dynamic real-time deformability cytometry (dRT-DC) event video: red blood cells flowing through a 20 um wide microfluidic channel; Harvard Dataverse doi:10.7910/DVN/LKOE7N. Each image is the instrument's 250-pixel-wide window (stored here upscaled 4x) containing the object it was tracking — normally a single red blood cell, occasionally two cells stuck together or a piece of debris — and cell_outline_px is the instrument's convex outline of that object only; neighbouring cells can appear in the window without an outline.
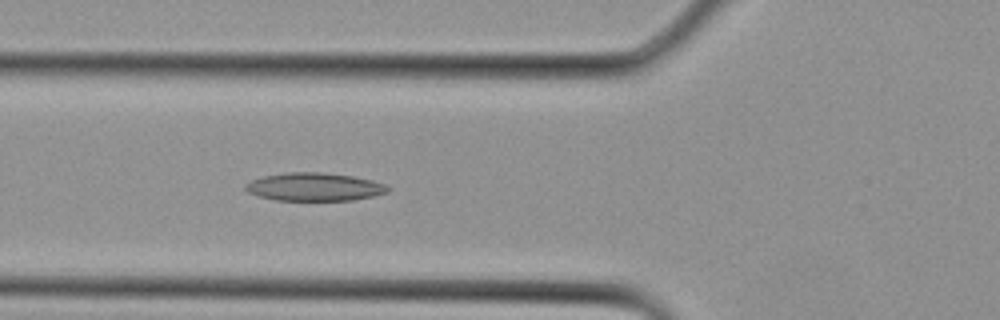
{"species": "Egyptian fruit bat (a non-hibernating species)", "species_latin": "Rousettus aegyptiacus", "temperature_condition": "cold", "stored_images_in_passage": 10, "camera_frame_rate_fps": 3000, "um_per_image_px": 0.085, "animal": {"sex": "female"}, "frame": {"image": 1, "passage_image": 10, "time_ms": 3.0, "image_size_px": [1000, 320], "cell_outline_px": [[392, 188], [388, 192], [372, 196], [352, 200], [276, 200], [260, 196], [248, 192], [244, 188], [244, 184], [252, 180], [264, 176], [284, 172], [320, 172], [352, 176], [372, 180], [384, 184]], "centroid_in_image_um": [26.72, 15.88], "position_along_channel_um": 99.1, "area_um2": 23.24}}